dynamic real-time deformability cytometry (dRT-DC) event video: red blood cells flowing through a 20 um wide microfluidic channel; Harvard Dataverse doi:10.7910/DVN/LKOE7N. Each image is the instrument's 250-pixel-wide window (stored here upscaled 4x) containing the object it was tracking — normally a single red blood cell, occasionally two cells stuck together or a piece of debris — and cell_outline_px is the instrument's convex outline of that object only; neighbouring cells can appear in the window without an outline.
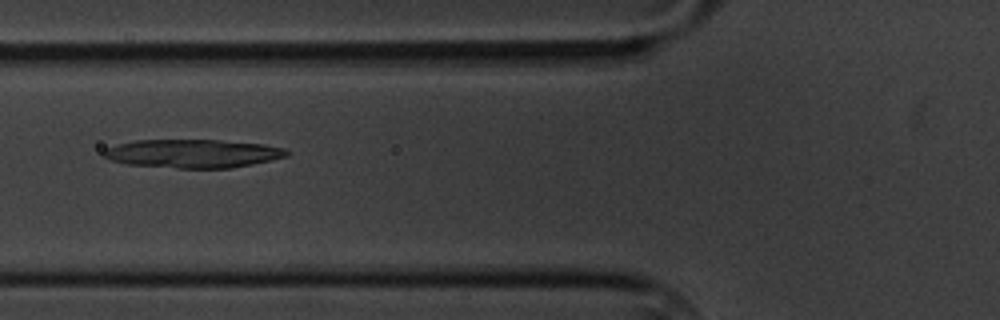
{"species": "common noctule bat (a hibernating species)", "species_latin": "Nyctalus noctula", "temperature_condition": "cold", "stored_images_in_passage": 7, "camera_frame_rate_fps": 3000, "um_per_image_px": 0.085, "animal": {"sex": "male", "body_mass_g": 20.1, "forearm_length_mm": 53.5}, "frame": {"image": 1, "passage_image": 2, "time_ms": 1.0, "image_size_px": [1000, 320], "cell_outline_px": [[288, 156], [252, 164], [232, 168], [176, 168], [128, 164], [112, 160], [104, 156], [100, 152], [104, 148], [116, 144], [136, 140], [220, 140], [264, 144], [284, 148], [288, 152]], "centroid_in_image_um": [16.36, 13.04], "position_along_channel_um": 109.4, "area_um2": 30.4}}
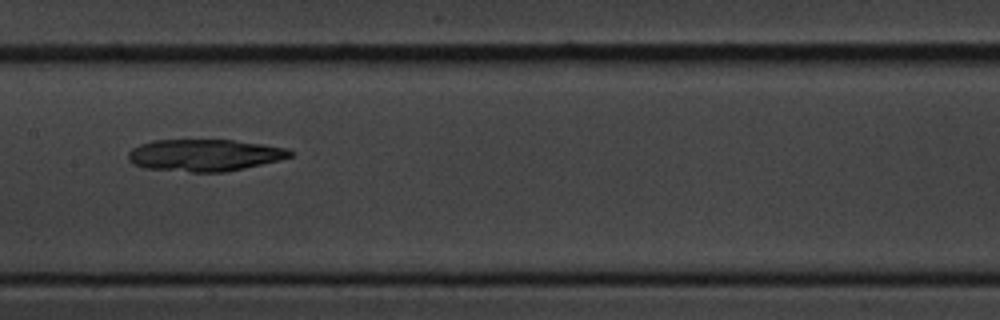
{"frame": {"image": 2, "passage_image": 4, "time_ms": 3.333, "image_size_px": [1000, 320], "cell_outline_px": [[296, 152], [292, 156], [280, 160], [244, 168], [224, 172], [192, 172], [144, 168], [132, 164], [128, 160], [128, 152], [132, 148], [140, 144], [152, 140], [232, 140], [288, 148]], "centroid_in_image_um": [17.38, 13.19], "position_along_channel_um": 190.0, "area_um2": 30.23}}
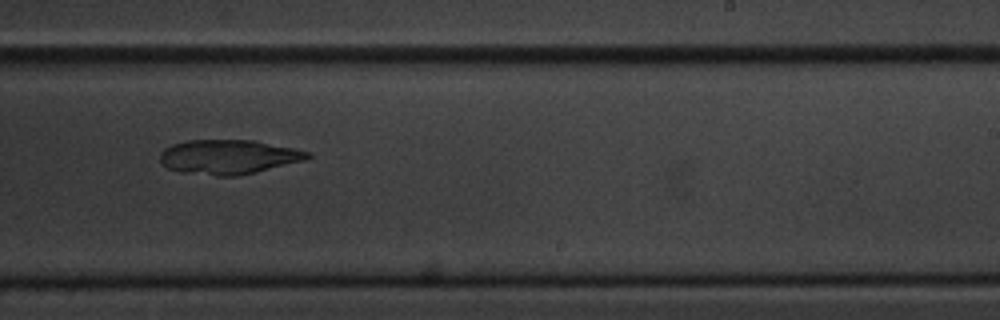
{"frame": {"image": 3, "passage_image": 6, "time_ms": 5.667, "image_size_px": [1000, 320], "cell_outline_px": [[312, 156], [308, 160], [256, 172], [236, 176], [216, 176], [184, 172], [168, 168], [160, 160], [160, 152], [164, 148], [172, 144], [184, 140], [252, 140], [296, 148], [308, 152]], "centroid_in_image_um": [19.45, 13.33], "position_along_channel_um": 269.5, "area_um2": 29.77}}